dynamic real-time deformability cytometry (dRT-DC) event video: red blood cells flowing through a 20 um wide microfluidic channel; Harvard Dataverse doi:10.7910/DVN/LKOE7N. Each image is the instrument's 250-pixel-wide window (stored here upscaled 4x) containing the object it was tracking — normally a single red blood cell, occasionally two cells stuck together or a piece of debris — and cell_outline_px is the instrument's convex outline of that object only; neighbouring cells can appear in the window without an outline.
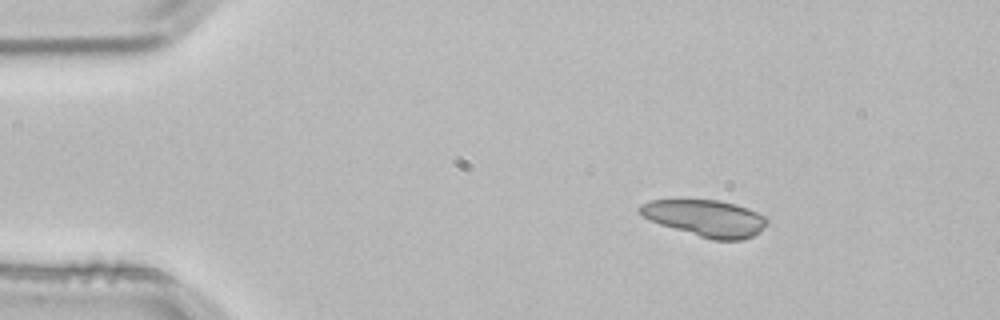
{"species": "common noctule bat (a hibernating species)", "species_latin": "Nyctalus noctula", "temperature_condition": "room temperature", "stored_images_in_passage": 2, "camera_frame_rate_fps": 3000, "um_per_image_px": 0.085, "animal": {"sex": "male", "body_mass_g": 21.5, "forearm_length_mm": 52.0}, "frame": {"image": 1, "passage_image": 1, "time_ms": 0.0, "image_size_px": [1000, 320], "cell_outline_px": [[768, 224], [760, 232], [752, 236], [740, 240], [712, 240], [660, 224], [644, 216], [636, 208], [640, 204], [652, 200], [720, 200], [736, 204], [756, 212], [764, 216], [768, 220]], "centroid_in_image_um": [59.99, 18.54], "position_along_channel_um": 25.0, "area_um2": 26.93}}